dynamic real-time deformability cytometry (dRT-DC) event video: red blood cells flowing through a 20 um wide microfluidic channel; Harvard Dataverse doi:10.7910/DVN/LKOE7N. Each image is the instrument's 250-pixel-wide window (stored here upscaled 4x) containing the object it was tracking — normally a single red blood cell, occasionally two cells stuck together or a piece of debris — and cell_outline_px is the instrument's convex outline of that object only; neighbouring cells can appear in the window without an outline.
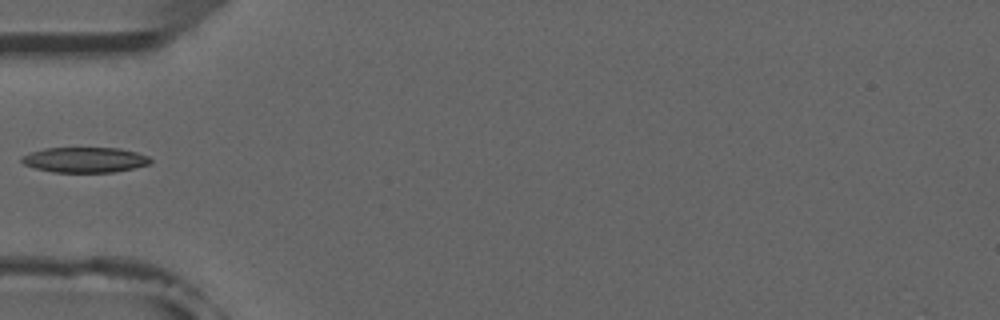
{"species": "common noctule bat (a hibernating species)", "species_latin": "Nyctalus noctula", "temperature_condition": "room temperature", "stored_images_in_passage": 6, "camera_frame_rate_fps": 3000, "um_per_image_px": 0.085, "animal": {"sex": "male", "forearm_length_mm": 52.5}, "frame": {"image": 1, "passage_image": 5, "time_ms": 4.667, "image_size_px": [1000, 320], "cell_outline_px": [[152, 160], [148, 164], [116, 172], [52, 172], [36, 168], [24, 164], [20, 160], [24, 156], [32, 152], [44, 148], [120, 148], [136, 152], [148, 156]], "centroid_in_image_um": [7.23, 13.58], "position_along_channel_um": 77.8, "area_um2": 18.79}}
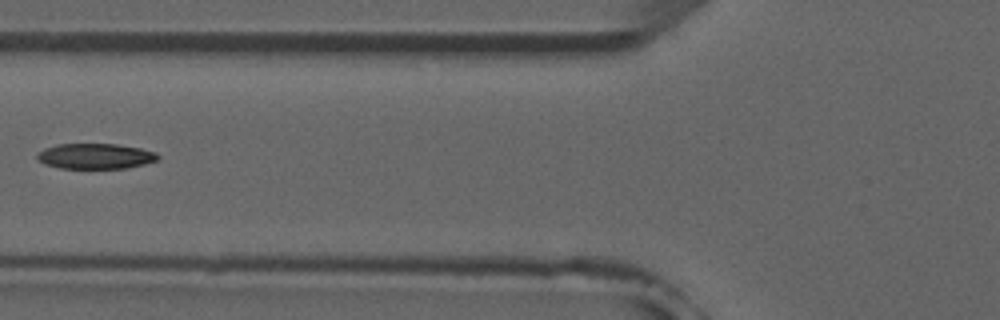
{"frame": {"image": 2, "passage_image": 6, "time_ms": 5.667, "image_size_px": [1000, 320], "cell_outline_px": [[160, 160], [144, 164], [124, 168], [60, 168], [44, 164], [36, 156], [36, 152], [44, 148], [56, 144], [116, 144], [140, 148], [156, 152], [160, 156]], "centroid_in_image_um": [8.11, 13.27], "position_along_channel_um": 117.7, "area_um2": 17.98}}